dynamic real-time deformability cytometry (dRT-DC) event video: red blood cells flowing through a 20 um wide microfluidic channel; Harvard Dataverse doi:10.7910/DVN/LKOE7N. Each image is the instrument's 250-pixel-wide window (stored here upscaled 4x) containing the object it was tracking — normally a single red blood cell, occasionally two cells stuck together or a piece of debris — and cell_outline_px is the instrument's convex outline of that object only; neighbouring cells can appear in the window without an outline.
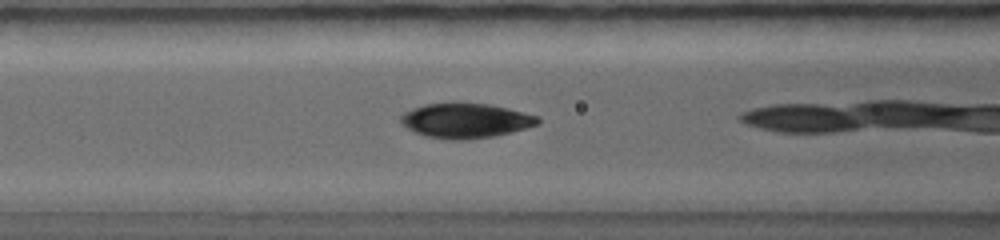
{"species": "common noctule bat (a hibernating species)", "species_latin": "Nyctalus noctula", "temperature_condition": "warm", "stored_images_in_passage": 8, "camera_frame_rate_fps": 5000, "um_per_image_px": 0.085, "animal": {"sex": "female", "body_mass_g": 19.0, "forearm_length_mm": 56.7}, "frame": {"image": 1, "passage_image": 4, "time_ms": 1.0, "image_size_px": [1000, 240], "cell_outline_px": [[540, 124], [492, 136], [428, 136], [416, 132], [400, 124], [400, 116], [404, 112], [412, 108], [424, 104], [488, 104], [508, 108], [540, 116]], "centroid_in_image_um": [39.6, 10.19], "position_along_channel_um": 127.0, "area_um2": 26.24}}
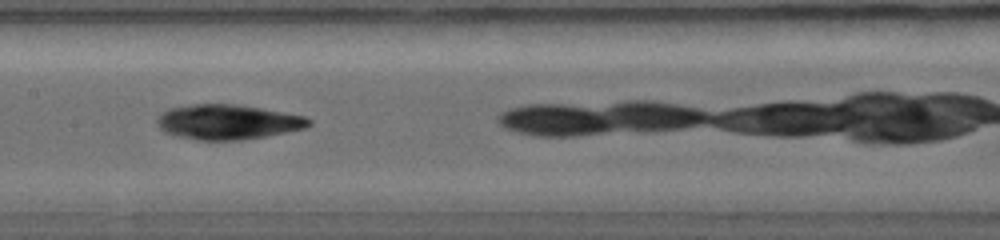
{"frame": {"image": 2, "passage_image": 7, "time_ms": 2.0, "image_size_px": [1000, 240], "cell_outline_px": [[312, 124], [308, 128], [264, 136], [236, 140], [200, 140], [176, 136], [164, 132], [156, 124], [156, 116], [168, 108], [192, 104], [236, 104], [260, 108], [304, 116], [312, 120]], "centroid_in_image_um": [19.33, 10.36], "position_along_channel_um": 188.1, "area_um2": 30.92}}